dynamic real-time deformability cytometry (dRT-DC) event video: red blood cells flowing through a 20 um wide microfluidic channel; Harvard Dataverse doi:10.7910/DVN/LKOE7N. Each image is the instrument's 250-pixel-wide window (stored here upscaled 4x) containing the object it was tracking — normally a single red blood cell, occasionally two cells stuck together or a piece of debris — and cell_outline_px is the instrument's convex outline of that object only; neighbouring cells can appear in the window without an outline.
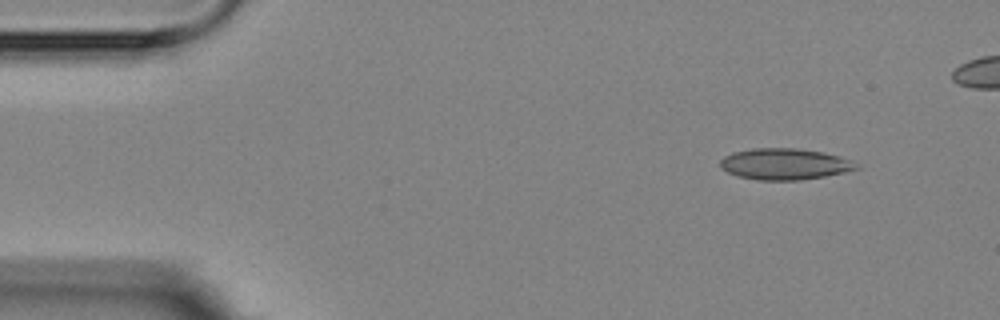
{"species": "Egyptian fruit bat (a non-hibernating species)", "species_latin": "Rousettus aegyptiacus", "temperature_condition": "room temperature", "stored_images_in_passage": 3, "camera_frame_rate_fps": 3000, "um_per_image_px": 0.085, "animal": {"sex": "female"}, "frame": {"image": 1, "passage_image": 1, "time_ms": 0.0, "image_size_px": [1000, 320], "cell_outline_px": [[860, 168], [844, 172], [824, 176], [800, 180], [756, 180], [736, 176], [720, 168], [720, 160], [724, 156], [732, 152], [752, 148], [796, 148], [824, 152], [840, 156], [852, 160]], "centroid_in_image_um": [66.67, 13.94], "position_along_channel_um": 18.3, "area_um2": 24.97}}